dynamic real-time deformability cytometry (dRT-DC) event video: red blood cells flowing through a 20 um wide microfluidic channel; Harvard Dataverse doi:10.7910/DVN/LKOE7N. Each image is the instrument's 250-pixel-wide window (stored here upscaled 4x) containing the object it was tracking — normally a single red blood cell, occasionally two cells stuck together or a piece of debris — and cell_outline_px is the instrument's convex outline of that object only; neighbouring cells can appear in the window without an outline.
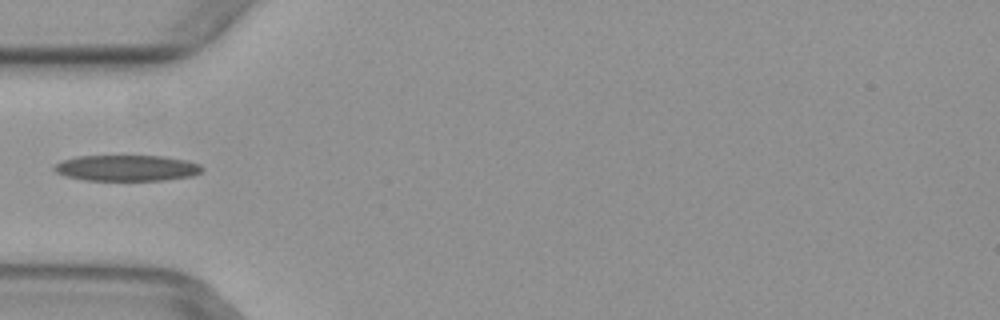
{"species": "common noctule bat (a hibernating species)", "species_latin": "Nyctalus noctula", "temperature_condition": "warm", "stored_images_in_passage": 4, "camera_frame_rate_fps": 3000, "um_per_image_px": 0.085, "animal": {"sex": "female", "body_mass_g": 29.2, "forearm_length_mm": 56.3}, "frame": {"image": 1, "passage_image": 4, "time_ms": 1.0, "image_size_px": [1000, 320], "cell_outline_px": [[204, 168], [200, 172], [192, 176], [164, 180], [84, 180], [64, 176], [56, 172], [52, 168], [56, 164], [64, 160], [76, 156], [164, 156], [188, 160], [200, 164]], "centroid_in_image_um": [10.79, 14.28], "position_along_channel_um": 74.2, "area_um2": 22.43}}